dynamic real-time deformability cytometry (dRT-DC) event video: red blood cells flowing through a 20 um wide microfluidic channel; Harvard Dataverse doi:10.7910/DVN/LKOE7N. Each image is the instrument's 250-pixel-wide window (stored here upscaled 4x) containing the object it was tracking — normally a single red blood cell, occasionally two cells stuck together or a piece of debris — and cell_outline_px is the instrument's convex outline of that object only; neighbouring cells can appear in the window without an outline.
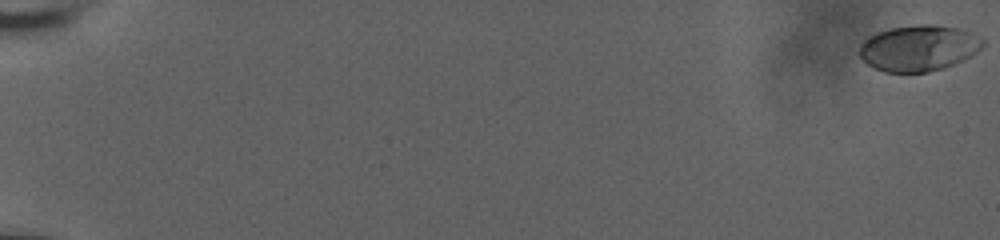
{"species": "human", "species_latin": "Homo sapiens", "temperature_condition": "room temperature", "stored_images_in_passage": 59, "camera_frame_rate_fps": 3000, "um_per_image_px": 0.085, "donor": {"sex": "male"}, "frame": {"image": 1, "passage_image": 1, "time_ms": 0.0, "image_size_px": [1000, 240], "cell_outline_px": [[984, 44], [972, 56], [944, 68], [928, 72], [884, 72], [868, 64], [860, 56], [860, 44], [868, 36], [892, 28], [920, 24], [936, 24], [956, 28], [984, 36]], "centroid_in_image_um": [78.13, 4.08], "position_along_channel_um": 6.9, "area_um2": 33.06}}
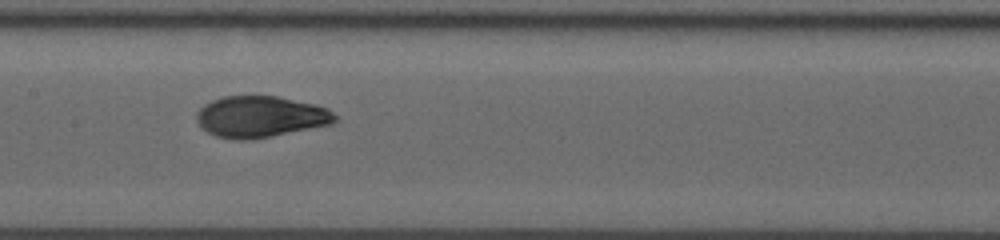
{"frame": {"image": 2, "passage_image": 33, "time_ms": 10.667, "image_size_px": [1000, 240], "cell_outline_px": [[336, 120], [332, 124], [252, 140], [236, 140], [216, 136], [200, 128], [196, 120], [196, 112], [204, 104], [212, 100], [224, 96], [276, 96], [316, 104], [328, 108], [336, 116]], "centroid_in_image_um": [22.11, 9.92], "position_along_channel_um": 185.3, "area_um2": 33.52}}
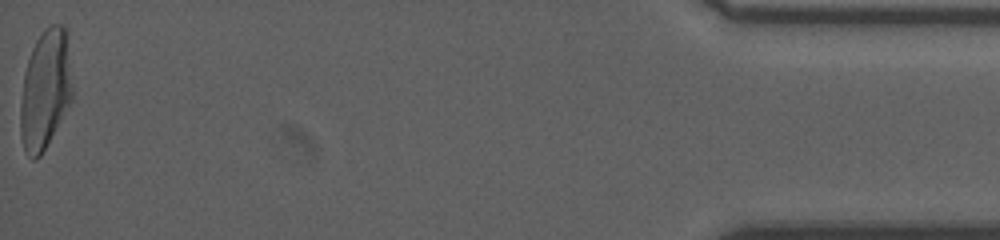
{"frame": {"image": 3, "passage_image": 59, "time_ms": 19.333, "image_size_px": [1000, 240], "cell_outline_px": [[72, 100], [40, 156], [36, 160], [32, 160], [24, 152], [20, 136], [20, 104], [24, 72], [32, 48], [36, 40], [44, 28], [52, 24], [60, 24], [68, 28], [72, 88]], "centroid_in_image_um": [3.85, 7.58], "position_along_channel_um": 431.3, "area_um2": 36.65}, "authors_computed_cell_mechanics": {"area_um2": 33.1194, "velocity_mm_per_s": 3.8218, "shape_relaxation_time_tau1_ms": 4.014, "shape_relaxation_time_tau2_ms": 1.009, "deformation_change_tau1": 0.2081, "deformation_change_tau2": 0.0526}}